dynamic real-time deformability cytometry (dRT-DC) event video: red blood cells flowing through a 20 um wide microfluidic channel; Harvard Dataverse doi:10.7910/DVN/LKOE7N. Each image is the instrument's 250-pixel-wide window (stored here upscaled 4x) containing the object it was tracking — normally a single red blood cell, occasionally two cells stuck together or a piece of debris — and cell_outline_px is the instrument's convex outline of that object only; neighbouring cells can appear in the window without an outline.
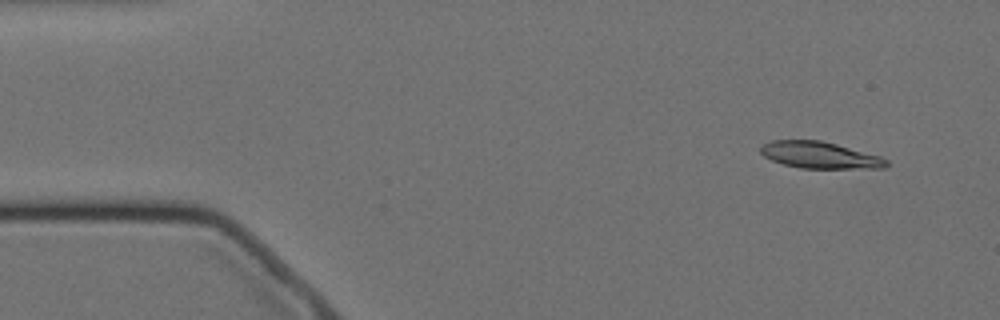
{"species": "Egyptian fruit bat (a non-hibernating species)", "species_latin": "Rousettus aegyptiacus", "temperature_condition": "cold", "stored_images_in_passage": 57, "camera_frame_rate_fps": 3000, "um_per_image_px": 0.085, "animal": {"sex": "female"}, "frame": {"image": 1, "passage_image": 4, "time_ms": 1.0, "image_size_px": [1000, 320], "cell_outline_px": [[888, 164], [884, 168], [800, 168], [784, 164], [772, 160], [764, 156], [760, 152], [760, 148], [764, 144], [772, 140], [820, 140], [836, 144], [880, 156], [888, 160]], "centroid_in_image_um": [69.68, 13.18], "position_along_channel_um": 15.3, "area_um2": 19.36}}
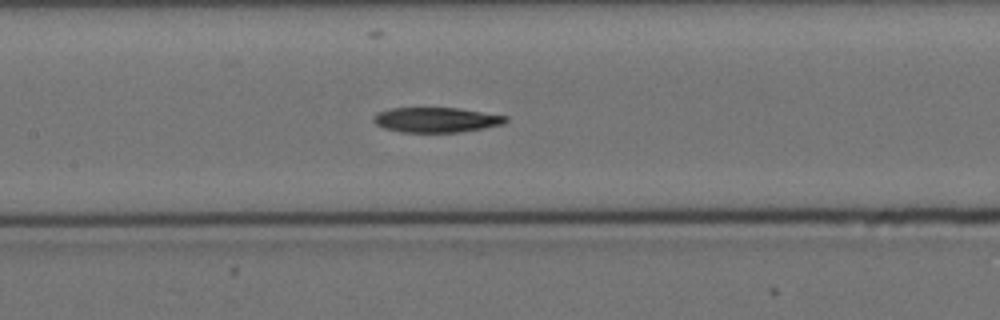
{"frame": {"image": 2, "passage_image": 25, "time_ms": 8.0, "image_size_px": [1000, 320], "cell_outline_px": [[508, 120], [504, 124], [484, 128], [460, 132], [400, 132], [384, 128], [376, 124], [372, 120], [372, 116], [376, 112], [392, 108], [460, 108], [508, 116]], "centroid_in_image_um": [37.07, 10.18], "position_along_channel_um": 170.3, "area_um2": 19.42}}
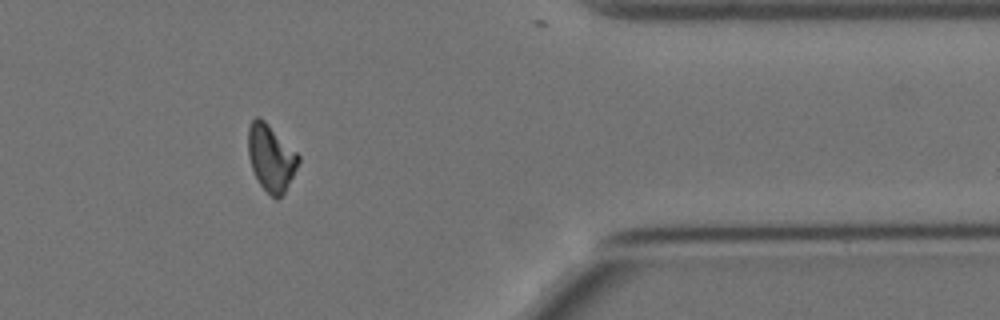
{"frame": {"image": 3, "passage_image": 46, "time_ms": 15.0, "image_size_px": [1000, 320], "cell_outline_px": [[300, 160], [284, 192], [276, 200], [260, 184], [252, 168], [248, 156], [248, 128], [252, 120], [256, 116], [264, 120], [300, 156]], "centroid_in_image_um": [23.01, 13.39], "position_along_channel_um": 388.4, "area_um2": 19.02}}